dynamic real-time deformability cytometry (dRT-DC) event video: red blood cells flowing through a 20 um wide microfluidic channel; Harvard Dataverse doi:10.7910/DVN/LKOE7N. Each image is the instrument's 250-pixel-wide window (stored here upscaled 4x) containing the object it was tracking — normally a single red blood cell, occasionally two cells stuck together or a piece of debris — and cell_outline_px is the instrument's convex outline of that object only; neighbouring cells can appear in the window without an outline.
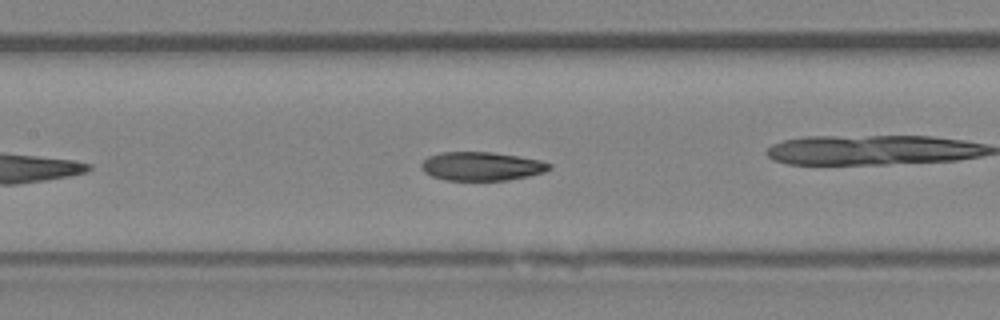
{"species": "Egyptian fruit bat (a non-hibernating species)", "species_latin": "Rousettus aegyptiacus", "temperature_condition": "room temperature", "stored_images_in_passage": 40, "camera_frame_rate_fps": 3000, "um_per_image_px": 0.085, "animal": {"sex": "female"}, "frame": {"image": 1, "passage_image": 12, "time_ms": 3.667, "image_size_px": [1000, 320], "cell_outline_px": [[552, 168], [544, 172], [528, 176], [508, 180], [444, 180], [432, 176], [424, 172], [420, 164], [428, 156], [440, 152], [492, 152], [540, 160], [552, 164]], "centroid_in_image_um": [40.92, 14.13], "position_along_channel_um": 166.5, "area_um2": 21.39}, "authors_computed_cell_mechanics": {"area_um2": 21.8773, "velocity_mm_per_s": 3.9852, "shape_relaxation_time_tau1_ms": 11.2682, "shape_relaxation_time_tau2_ms": 2.6998, "deformation_change_tau1": 0.2621, "deformation_change_tau2": 0.0928}}